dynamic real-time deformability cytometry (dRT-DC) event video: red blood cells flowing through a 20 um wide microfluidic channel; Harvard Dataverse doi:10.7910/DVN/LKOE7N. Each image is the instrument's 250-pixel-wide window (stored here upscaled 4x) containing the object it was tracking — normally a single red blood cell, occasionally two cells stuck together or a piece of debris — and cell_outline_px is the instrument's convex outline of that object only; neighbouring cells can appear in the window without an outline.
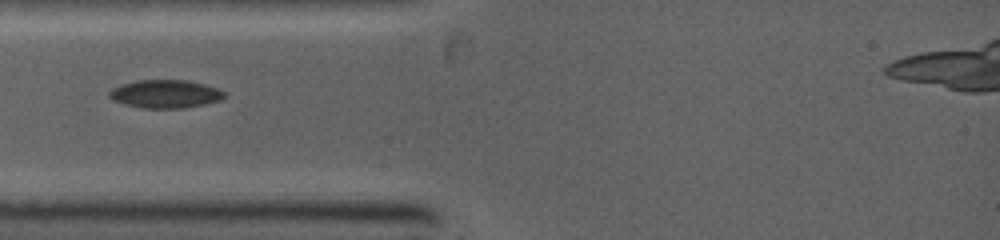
{"species": "common noctule bat (a hibernating species)", "species_latin": "Nyctalus noctula", "temperature_condition": "warm", "stored_images_in_passage": 34, "camera_frame_rate_fps": 5000, "um_per_image_px": 0.085, "animal": {"sex": "female", "body_mass_g": 19.0, "forearm_length_mm": 53.3}, "frame": {"image": 1, "passage_image": 1, "time_ms": 0.0, "image_size_px": [1000, 240], "cell_outline_px": [[224, 96], [220, 100], [204, 104], [184, 108], [144, 108], [128, 104], [116, 100], [108, 96], [108, 92], [112, 88], [120, 84], [136, 80], [188, 80], [204, 84], [216, 88], [224, 92]], "centroid_in_image_um": [14.04, 7.97], "position_along_channel_um": 71.0, "area_um2": 18.67}}
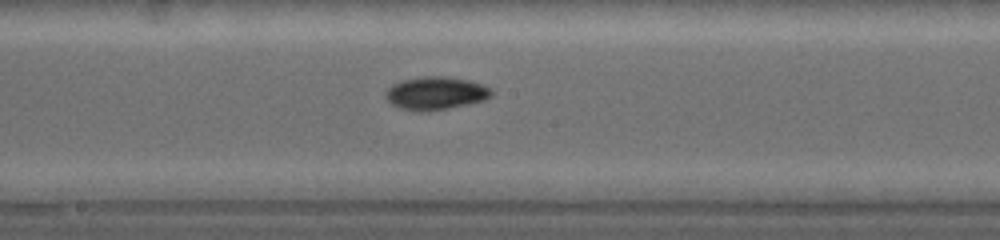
{"frame": {"image": 2, "passage_image": 12, "time_ms": 3.0, "image_size_px": [1000, 240], "cell_outline_px": [[492, 96], [484, 100], [448, 108], [400, 108], [392, 104], [384, 96], [384, 92], [392, 84], [400, 80], [424, 76], [444, 76], [472, 80], [484, 84], [492, 88]], "centroid_in_image_um": [37.08, 7.85], "position_along_channel_um": 211.1, "area_um2": 19.88}}
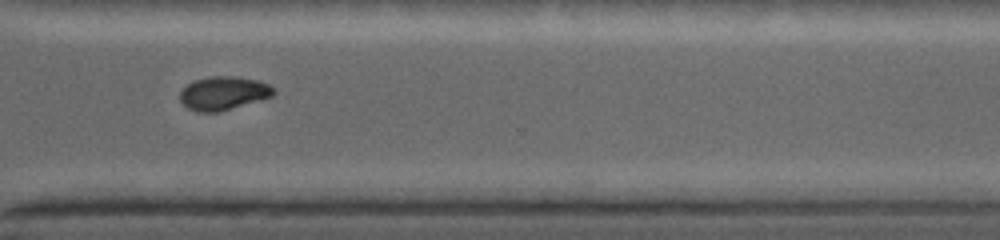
{"frame": {"image": 3, "passage_image": 22, "time_ms": 6.0, "image_size_px": [1000, 240], "cell_outline_px": [[276, 92], [272, 96], [216, 112], [196, 112], [188, 108], [180, 100], [180, 92], [192, 80], [208, 76], [236, 76], [256, 80], [268, 84]], "centroid_in_image_um": [18.95, 7.9], "position_along_channel_um": 351.7, "area_um2": 18.03}}